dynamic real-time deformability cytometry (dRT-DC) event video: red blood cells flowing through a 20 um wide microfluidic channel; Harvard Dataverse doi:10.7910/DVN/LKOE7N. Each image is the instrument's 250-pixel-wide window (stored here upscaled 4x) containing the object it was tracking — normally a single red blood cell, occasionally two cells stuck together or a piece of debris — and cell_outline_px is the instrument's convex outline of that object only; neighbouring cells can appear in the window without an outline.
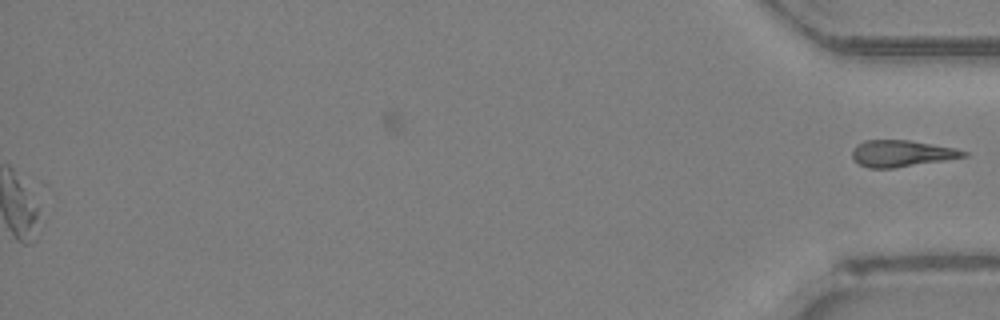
{"species": "Egyptian fruit bat (a non-hibernating species)", "species_latin": "Rousettus aegyptiacus", "temperature_condition": "room temperature", "stored_images_in_passage": 44, "segment_of_instrument_passage": [2, 2], "camera_frame_rate_fps": 3000, "um_per_image_px": 0.085, "animal": {"sex": "female"}, "frame": {"image": 1, "passage_image": 44, "time_ms": 14.333, "image_size_px": [1000, 320], "cell_outline_px": [[968, 156], [896, 168], [868, 168], [852, 160], [852, 152], [864, 140], [908, 140], [956, 148], [968, 152]], "centroid_in_image_um": [76.65, 13.05], "position_along_channel_um": 358.5, "area_um2": 17.11}}